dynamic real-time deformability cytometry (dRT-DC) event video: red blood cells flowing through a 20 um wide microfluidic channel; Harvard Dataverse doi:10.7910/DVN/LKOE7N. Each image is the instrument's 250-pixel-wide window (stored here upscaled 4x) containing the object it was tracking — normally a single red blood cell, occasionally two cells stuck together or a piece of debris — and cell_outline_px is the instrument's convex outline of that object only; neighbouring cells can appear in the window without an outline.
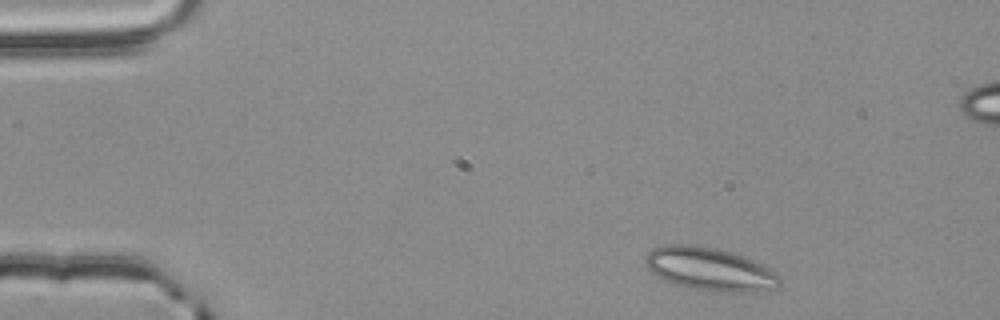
{"species": "common noctule bat (a hibernating species)", "species_latin": "Nyctalus noctula", "temperature_condition": "room temperature", "stored_images_in_passage": 4, "camera_frame_rate_fps": 3000, "um_per_image_px": 0.085, "animal": {"sex": "male", "body_mass_g": 20.4}, "frame": {"image": 1, "passage_image": 1, "time_ms": 0.0, "image_size_px": [1000, 320], "cell_outline_px": [[780, 284], [776, 288], [752, 292], [724, 292], [688, 288], [664, 280], [652, 272], [648, 268], [644, 260], [644, 256], [648, 252], [656, 248], [668, 244], [688, 244], [716, 248], [752, 260], [772, 268], [780, 276]], "centroid_in_image_um": [60.35, 22.88], "position_along_channel_um": 24.7, "area_um2": 33.58}}